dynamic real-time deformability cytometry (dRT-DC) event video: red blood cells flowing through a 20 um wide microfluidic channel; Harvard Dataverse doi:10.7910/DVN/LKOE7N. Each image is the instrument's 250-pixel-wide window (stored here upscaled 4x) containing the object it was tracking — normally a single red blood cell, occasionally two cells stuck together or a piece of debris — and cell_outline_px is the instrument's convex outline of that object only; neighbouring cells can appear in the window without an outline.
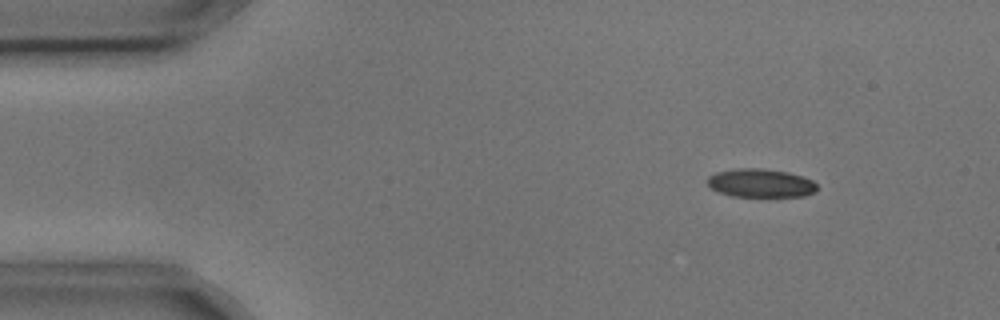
{"species": "common noctule bat (a hibernating species)", "species_latin": "Nyctalus noctula", "temperature_condition": "cold", "stored_images_in_passage": 4, "camera_frame_rate_fps": 3000, "um_per_image_px": 0.085, "animal": {"sex": "male", "body_mass_g": 17.9, "forearm_length_mm": 54.2}, "frame": {"image": 1, "passage_image": 1, "time_ms": 0.0, "image_size_px": [1000, 320], "cell_outline_px": [[816, 192], [804, 196], [732, 196], [720, 192], [712, 188], [708, 184], [708, 176], [716, 172], [740, 168], [760, 168], [788, 172], [812, 180], [816, 184]], "centroid_in_image_um": [64.66, 15.56], "position_along_channel_um": 20.3, "area_um2": 17.98}}